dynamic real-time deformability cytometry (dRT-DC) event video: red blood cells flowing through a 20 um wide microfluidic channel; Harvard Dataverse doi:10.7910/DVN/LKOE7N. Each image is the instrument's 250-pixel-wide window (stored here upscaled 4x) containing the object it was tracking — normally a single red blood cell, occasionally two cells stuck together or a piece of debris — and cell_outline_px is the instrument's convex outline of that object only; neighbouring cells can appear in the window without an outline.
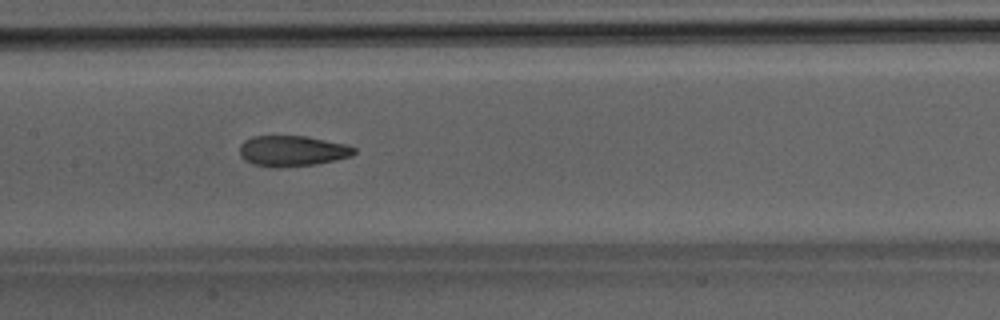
{"species": "Egyptian fruit bat (a non-hibernating species)", "species_latin": "Rousettus aegyptiacus", "temperature_condition": "room temperature", "stored_images_in_passage": 49, "camera_frame_rate_fps": 3000, "um_per_image_px": 0.085, "animal": {"sex": "male"}, "frame": {"image": 1, "passage_image": 24, "time_ms": 7.667, "image_size_px": [1000, 320], "cell_outline_px": [[356, 152], [352, 156], [336, 160], [316, 164], [280, 168], [272, 168], [252, 164], [244, 160], [240, 156], [240, 144], [244, 140], [252, 136], [308, 136], [344, 144], [356, 148]], "centroid_in_image_um": [24.82, 12.84], "position_along_channel_um": 182.6, "area_um2": 20.75}}
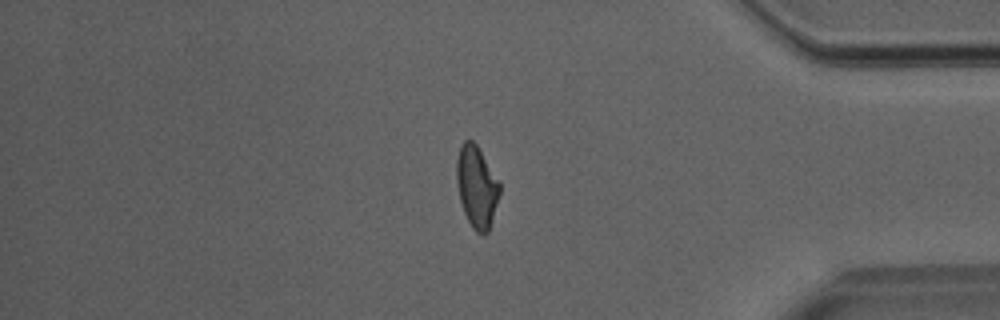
{"frame": {"image": 2, "passage_image": 41, "time_ms": 13.333, "image_size_px": [1000, 320], "cell_outline_px": [[500, 192], [488, 232], [476, 232], [472, 228], [464, 212], [460, 200], [456, 180], [456, 160], [460, 144], [464, 140], [472, 140], [476, 144], [500, 184]], "centroid_in_image_um": [40.49, 15.84], "position_along_channel_um": 394.7, "area_um2": 20.17}}
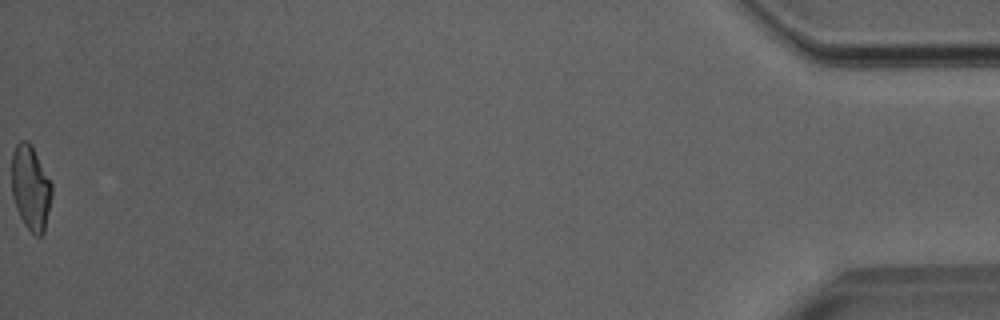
{"frame": {"image": 3, "passage_image": 49, "time_ms": 16.0, "image_size_px": [1000, 320], "cell_outline_px": [[52, 196], [44, 232], [40, 236], [36, 236], [24, 224], [16, 208], [12, 196], [12, 152], [16, 144], [20, 140], [28, 140], [32, 144], [52, 184]], "centroid_in_image_um": [2.6, 15.93], "position_along_channel_um": 432.6, "area_um2": 19.94}}